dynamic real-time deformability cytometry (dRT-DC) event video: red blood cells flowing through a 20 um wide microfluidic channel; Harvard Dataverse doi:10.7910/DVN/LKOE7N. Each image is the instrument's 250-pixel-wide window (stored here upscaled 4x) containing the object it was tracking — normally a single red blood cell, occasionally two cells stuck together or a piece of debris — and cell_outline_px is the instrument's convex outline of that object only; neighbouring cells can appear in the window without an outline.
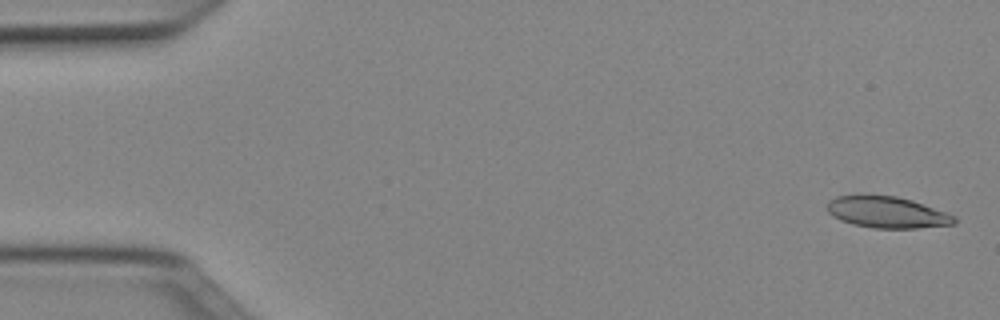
{"species": "Egyptian fruit bat (a non-hibernating species)", "species_latin": "Rousettus aegyptiacus", "temperature_condition": "cold", "stored_images_in_passage": 51, "camera_frame_rate_fps": 3000, "um_per_image_px": 0.085, "animal": {"sex": "female"}, "frame": {"image": 1, "passage_image": 2, "time_ms": 0.333, "image_size_px": [1000, 320], "cell_outline_px": [[956, 224], [916, 228], [872, 228], [852, 224], [840, 220], [832, 216], [828, 212], [828, 200], [836, 196], [896, 196], [912, 200], [948, 212], [956, 216]], "centroid_in_image_um": [75.44, 18.06], "position_along_channel_um": 9.6, "area_um2": 23.24}}
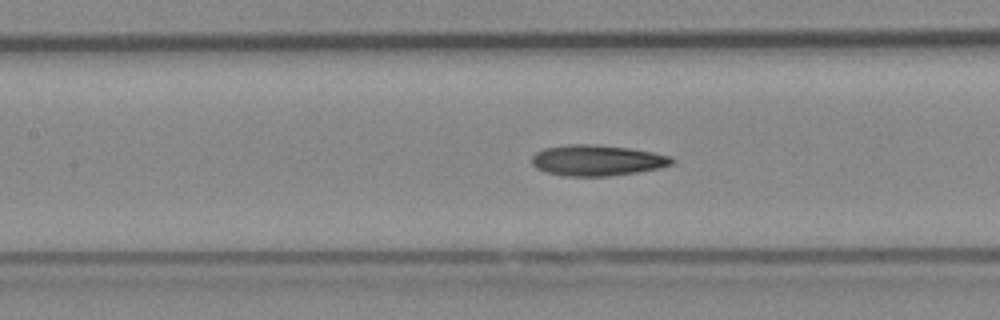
{"frame": {"image": 2, "passage_image": 23, "time_ms": 7.333, "image_size_px": [1000, 320], "cell_outline_px": [[676, 160], [672, 164], [660, 168], [636, 172], [608, 176], [564, 176], [544, 172], [536, 168], [532, 164], [532, 156], [536, 152], [544, 148], [568, 144], [592, 144], [628, 148], [652, 152], [672, 156]], "centroid_in_image_um": [50.74, 13.63], "position_along_channel_um": 156.7, "area_um2": 25.26}}
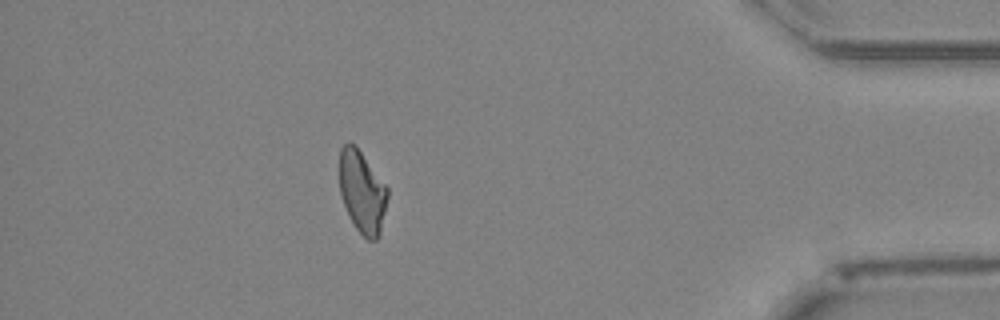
{"frame": {"image": 3, "passage_image": 45, "time_ms": 14.667, "image_size_px": [1000, 320], "cell_outline_px": [[388, 196], [380, 236], [376, 240], [368, 240], [356, 228], [344, 204], [340, 192], [340, 148], [348, 140], [356, 144], [388, 188]], "centroid_in_image_um": [30.8, 16.27], "position_along_channel_um": 404.4, "area_um2": 23.06}, "authors_computed_cell_mechanics": {"area_um2": 24.2182, "velocity_mm_per_s": 4.001, "shape_relaxation_time_tau1_ms": 6.9769, "shape_relaxation_time_tau2_ms": 4.7021, "deformation_change_tau1": 0.1776, "deformation_change_tau2": 0.1323}}